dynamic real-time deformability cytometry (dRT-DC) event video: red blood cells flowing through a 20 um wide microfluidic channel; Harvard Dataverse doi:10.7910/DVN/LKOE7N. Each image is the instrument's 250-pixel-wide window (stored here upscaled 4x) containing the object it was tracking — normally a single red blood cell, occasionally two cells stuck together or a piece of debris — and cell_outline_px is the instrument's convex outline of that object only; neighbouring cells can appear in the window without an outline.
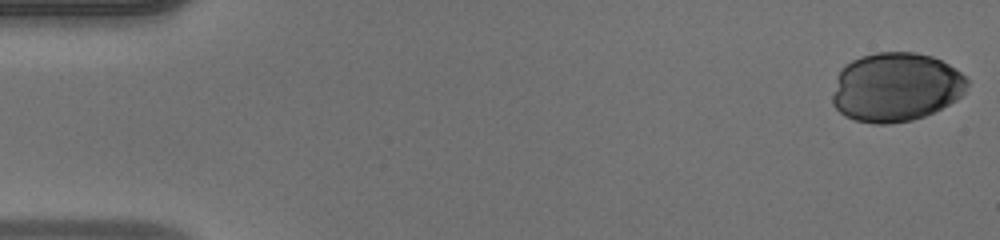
{"species": "human", "species_latin": "Homo sapiens", "temperature_condition": "warm", "stored_images_in_passage": 41, "camera_frame_rate_fps": 3000, "um_per_image_px": 0.085, "donor": {"sex": "male"}, "frame": {"image": 1, "passage_image": 1, "time_ms": 0.0, "image_size_px": [1000, 240], "cell_outline_px": [[968, 84], [964, 92], [956, 100], [924, 116], [912, 120], [888, 124], [876, 124], [856, 120], [844, 116], [832, 104], [832, 96], [836, 80], [844, 64], [860, 56], [876, 52], [916, 52], [932, 56], [948, 64], [960, 72], [968, 80]], "centroid_in_image_um": [76.13, 7.4], "position_along_channel_um": 8.9, "area_um2": 54.22}}
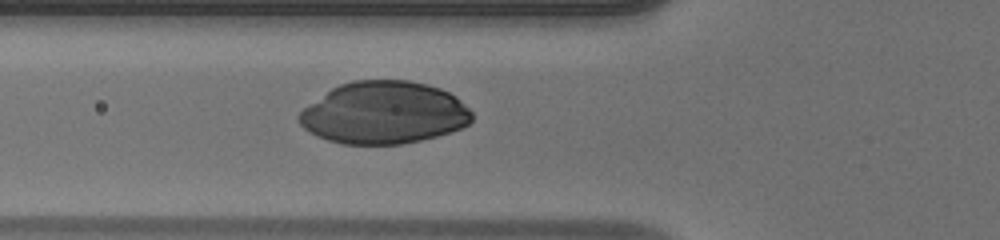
{"frame": {"image": 2, "passage_image": 18, "time_ms": 5.667, "image_size_px": [1000, 240], "cell_outline_px": [[472, 120], [468, 124], [460, 128], [436, 136], [420, 140], [400, 144], [344, 144], [328, 140], [316, 136], [308, 132], [296, 120], [296, 116], [304, 108], [332, 88], [340, 84], [352, 80], [408, 80], [428, 84], [440, 88], [456, 96], [472, 112]], "centroid_in_image_um": [32.61, 9.58], "position_along_channel_um": 93.2, "area_um2": 62.77}}
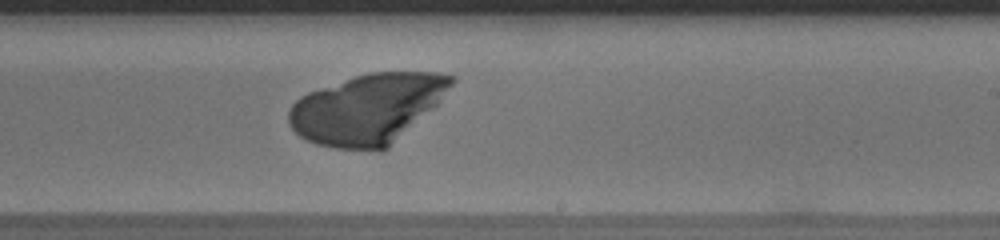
{"frame": {"image": 3, "passage_image": 30, "time_ms": 9.667, "image_size_px": [1000, 240], "cell_outline_px": [[456, 80], [436, 104], [432, 108], [388, 148], [380, 152], [332, 148], [316, 144], [300, 136], [288, 124], [288, 112], [292, 104], [300, 96], [308, 92], [368, 72], [436, 72], [456, 76]], "centroid_in_image_um": [31.22, 9.26], "position_along_channel_um": 257.8, "area_um2": 66.12}}